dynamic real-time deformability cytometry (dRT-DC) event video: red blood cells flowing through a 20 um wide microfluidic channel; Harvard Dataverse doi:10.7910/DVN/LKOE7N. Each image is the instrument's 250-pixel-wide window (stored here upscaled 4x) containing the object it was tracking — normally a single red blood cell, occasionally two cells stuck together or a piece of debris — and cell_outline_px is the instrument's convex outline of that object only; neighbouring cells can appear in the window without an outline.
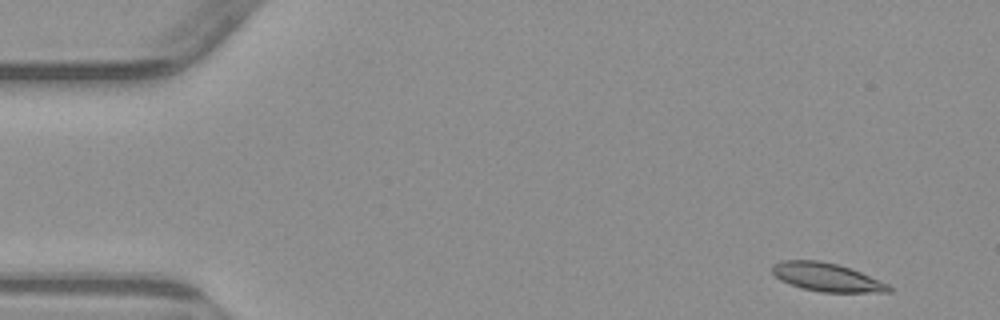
{"species": "common noctule bat (a hibernating species)", "species_latin": "Nyctalus noctula", "temperature_condition": "warm", "stored_images_in_passage": 4, "camera_frame_rate_fps": 3000, "um_per_image_px": 0.085, "animal": {"sex": "male", "body_mass_g": 23.1, "forearm_length_mm": 52.7}, "frame": {"image": 1, "passage_image": 1, "time_ms": 0.0, "image_size_px": [1000, 320], "cell_outline_px": [[892, 292], [820, 292], [804, 288], [780, 280], [772, 272], [772, 264], [784, 260], [820, 260], [836, 264], [860, 272], [888, 284], [892, 288]], "centroid_in_image_um": [70.27, 23.56], "position_along_channel_um": 14.7, "area_um2": 19.02}}
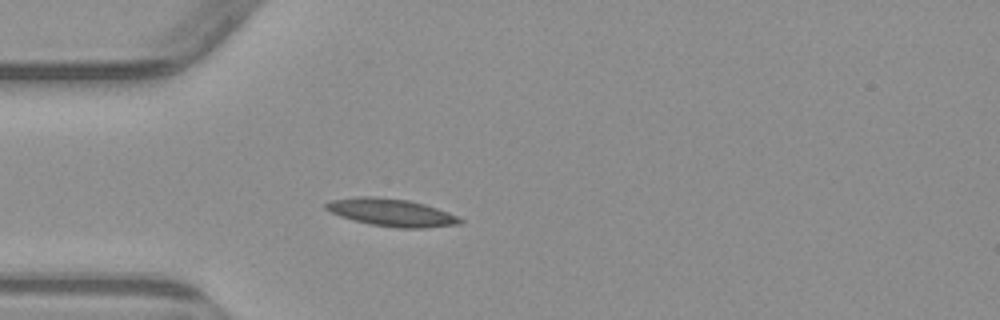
{"frame": {"image": 2, "passage_image": 4, "time_ms": 3.667, "image_size_px": [1000, 320], "cell_outline_px": [[464, 220], [460, 224], [424, 228], [396, 228], [372, 224], [340, 216], [324, 208], [324, 204], [332, 200], [356, 196], [372, 196], [408, 200], [424, 204], [448, 212]], "centroid_in_image_um": [33.28, 18.06], "position_along_channel_um": 51.7, "area_um2": 21.33}}